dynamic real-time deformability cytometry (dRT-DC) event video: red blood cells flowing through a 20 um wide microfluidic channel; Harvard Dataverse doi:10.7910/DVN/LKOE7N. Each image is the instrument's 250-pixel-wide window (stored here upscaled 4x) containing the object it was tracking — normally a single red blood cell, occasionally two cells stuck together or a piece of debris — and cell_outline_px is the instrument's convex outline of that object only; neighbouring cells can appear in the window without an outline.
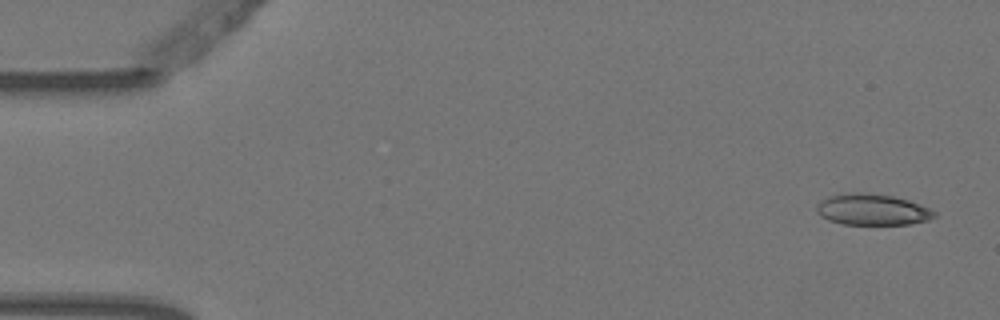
{"species": "Egyptian fruit bat (a non-hibernating species)", "species_latin": "Rousettus aegyptiacus", "temperature_condition": "warm", "stored_images_in_passage": 3, "camera_frame_rate_fps": 3000, "um_per_image_px": 0.085, "animal": {"sex": "female"}, "frame": {"image": 1, "passage_image": 1, "time_ms": 0.0, "image_size_px": [1000, 320], "cell_outline_px": [[936, 216], [928, 220], [908, 224], [844, 224], [828, 220], [820, 216], [816, 212], [816, 204], [820, 200], [828, 196], [852, 192], [868, 192], [892, 196], [908, 200], [928, 208], [936, 212]], "centroid_in_image_um": [74.09, 17.8], "position_along_channel_um": 10.9, "area_um2": 21.44}}